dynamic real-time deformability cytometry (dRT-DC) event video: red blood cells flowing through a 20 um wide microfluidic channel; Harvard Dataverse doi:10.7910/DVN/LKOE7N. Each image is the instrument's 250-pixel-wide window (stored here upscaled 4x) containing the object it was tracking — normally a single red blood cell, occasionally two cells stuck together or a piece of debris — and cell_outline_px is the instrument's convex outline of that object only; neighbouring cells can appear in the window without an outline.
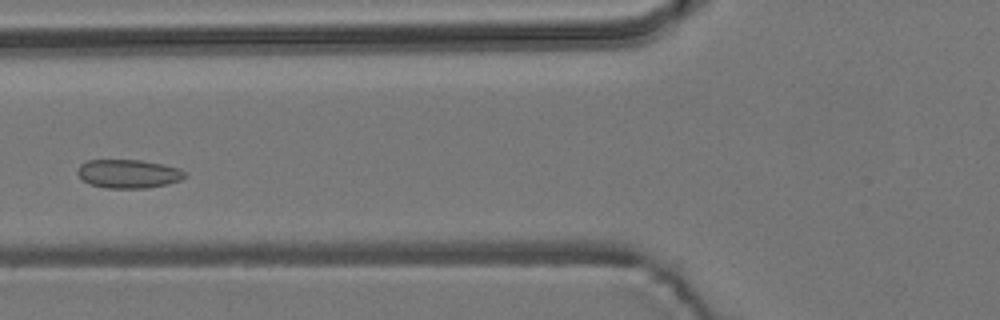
{"species": "common noctule bat (a hibernating species)", "species_latin": "Nyctalus noctula", "temperature_condition": "room temperature", "stored_images_in_passage": 4, "camera_frame_rate_fps": 3000, "um_per_image_px": 0.085, "animal": {"sex": "male", "body_mass_g": 19.2, "forearm_length_mm": 51.8}, "frame": {"image": 1, "passage_image": 4, "time_ms": 1.0, "image_size_px": [1000, 320], "cell_outline_px": [[188, 176], [180, 180], [168, 184], [148, 188], [108, 188], [92, 184], [84, 180], [76, 172], [80, 164], [88, 160], [140, 160], [180, 168]], "centroid_in_image_um": [10.94, 14.77], "position_along_channel_um": 114.9, "area_um2": 17.8}}